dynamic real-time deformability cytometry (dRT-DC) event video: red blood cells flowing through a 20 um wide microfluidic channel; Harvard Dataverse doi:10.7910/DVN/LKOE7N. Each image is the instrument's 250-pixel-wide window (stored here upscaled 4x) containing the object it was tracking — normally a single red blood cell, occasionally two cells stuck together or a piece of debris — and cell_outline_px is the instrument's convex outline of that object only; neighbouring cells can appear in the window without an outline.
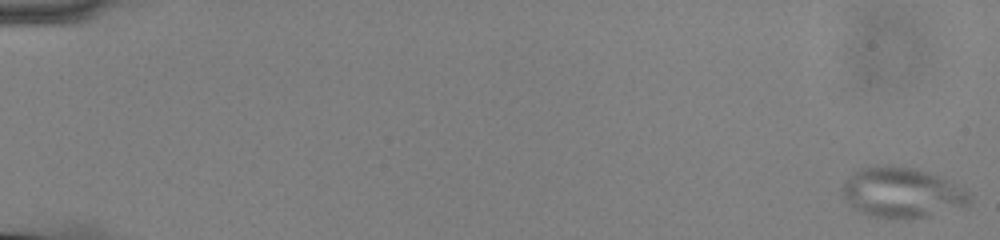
{"species": "common noctule bat (a hibernating species)", "species_latin": "Nyctalus noctula", "temperature_condition": "cold", "stored_images_in_passage": 57, "camera_frame_rate_fps": 3000, "um_per_image_px": 0.085, "animal": {"sex": "male", "body_mass_g": 13.0, "forearm_length_mm": 53.1}, "frame": {"image": 1, "passage_image": 1, "time_ms": 0.0, "image_size_px": [1000, 240], "cell_outline_px": [[972, 200], [968, 208], [928, 216], [888, 220], [872, 216], [860, 212], [852, 208], [840, 192], [844, 184], [852, 172], [860, 168], [916, 168], [928, 172], [964, 188], [972, 196]], "centroid_in_image_um": [76.72, 16.44], "position_along_channel_um": 8.3, "area_um2": 37.22}}
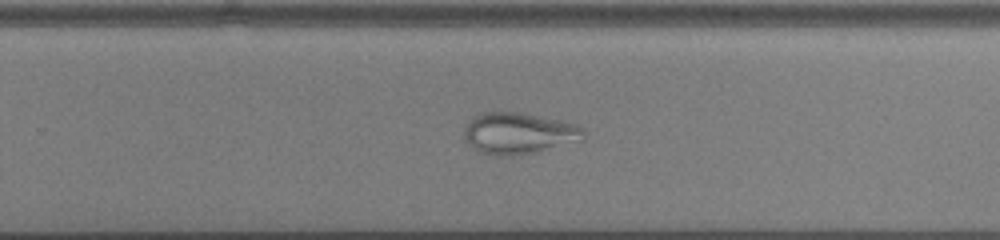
{"frame": {"image": 2, "passage_image": 38, "time_ms": 12.333, "image_size_px": [1000, 240], "cell_outline_px": [[584, 140], [536, 152], [512, 156], [496, 156], [480, 152], [464, 136], [464, 128], [468, 120], [472, 116], [484, 112], [520, 112], [576, 124], [584, 128]], "centroid_in_image_um": [44.1, 11.33], "position_along_channel_um": 285.7, "area_um2": 28.78}}
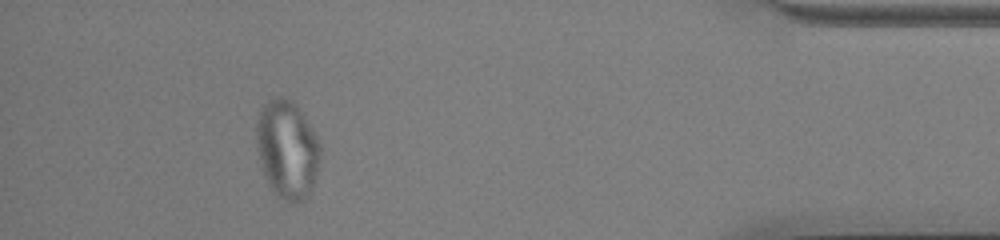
{"frame": {"image": 3, "passage_image": 52, "time_ms": 17.0, "image_size_px": [1000, 240], "cell_outline_px": [[320, 160], [312, 188], [308, 196], [304, 200], [296, 204], [288, 204], [272, 192], [264, 176], [256, 148], [256, 128], [260, 112], [264, 104], [268, 100], [276, 96], [284, 96], [292, 100], [296, 104], [312, 128], [320, 144]], "centroid_in_image_um": [24.4, 12.73], "position_along_channel_um": 410.8, "area_um2": 37.05}}